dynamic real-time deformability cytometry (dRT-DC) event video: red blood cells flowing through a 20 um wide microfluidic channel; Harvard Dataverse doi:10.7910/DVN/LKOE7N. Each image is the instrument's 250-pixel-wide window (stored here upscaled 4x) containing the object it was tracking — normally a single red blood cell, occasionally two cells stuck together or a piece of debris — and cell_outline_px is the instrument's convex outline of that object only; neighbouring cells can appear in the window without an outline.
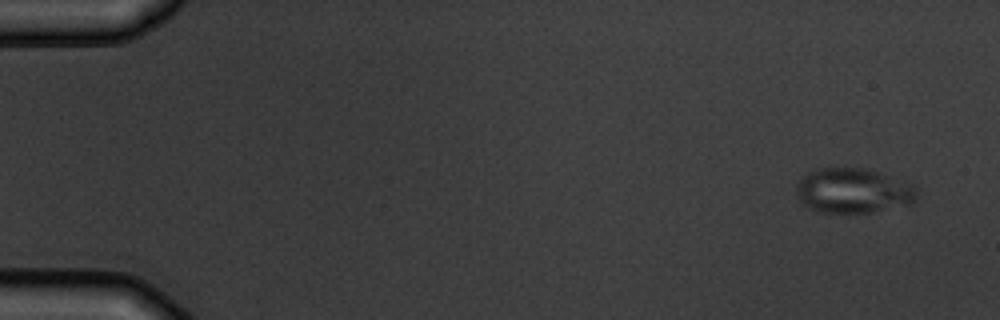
{"species": "common noctule bat (a hibernating species)", "species_latin": "Nyctalus noctula", "temperature_condition": "warm", "stored_images_in_passage": 6, "camera_frame_rate_fps": 3000, "um_per_image_px": 0.085, "animal": {"sex": "male", "body_mass_g": 19.5, "forearm_length_mm": 54.6}, "frame": {"image": 1, "passage_image": 1, "time_ms": 0.0, "image_size_px": [1000, 320], "cell_outline_px": [[916, 204], [872, 212], [820, 212], [804, 204], [800, 200], [796, 192], [796, 184], [808, 172], [816, 168], [864, 168], [912, 184], [916, 188]], "centroid_in_image_um": [72.54, 16.22], "position_along_channel_um": 12.5, "area_um2": 31.39}}